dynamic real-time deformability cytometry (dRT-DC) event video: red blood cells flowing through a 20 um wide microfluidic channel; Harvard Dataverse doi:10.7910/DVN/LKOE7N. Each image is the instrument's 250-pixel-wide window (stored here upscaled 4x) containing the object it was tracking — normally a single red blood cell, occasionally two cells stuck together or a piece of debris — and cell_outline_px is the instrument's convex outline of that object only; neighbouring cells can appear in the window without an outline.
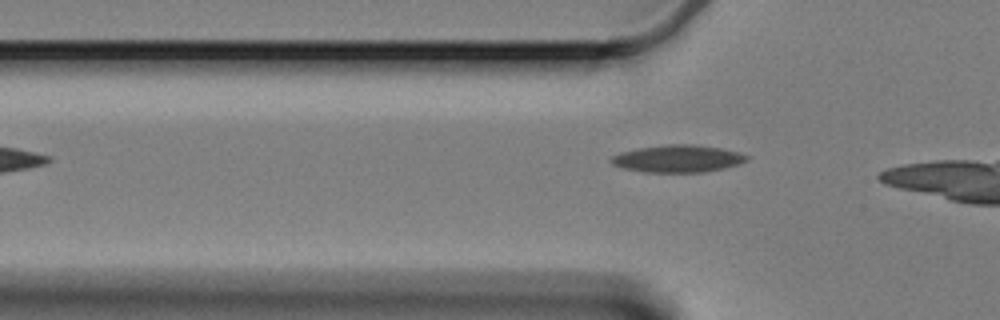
{"species": "Egyptian fruit bat (a non-hibernating species)", "species_latin": "Rousettus aegyptiacus", "temperature_condition": "cold", "stored_images_in_passage": 31, "camera_frame_rate_fps": 3000, "um_per_image_px": 0.085, "animal": {"sex": "female"}, "frame": {"image": 1, "passage_image": 3, "time_ms": 0.667, "image_size_px": [1000, 320], "cell_outline_px": [[748, 160], [740, 164], [724, 168], [704, 172], [644, 172], [620, 168], [612, 164], [608, 160], [612, 156], [620, 152], [640, 148], [664, 144], [692, 144], [720, 148], [740, 152], [748, 156]], "centroid_in_image_um": [57.59, 13.49], "position_along_channel_um": 68.2, "area_um2": 21.73}}
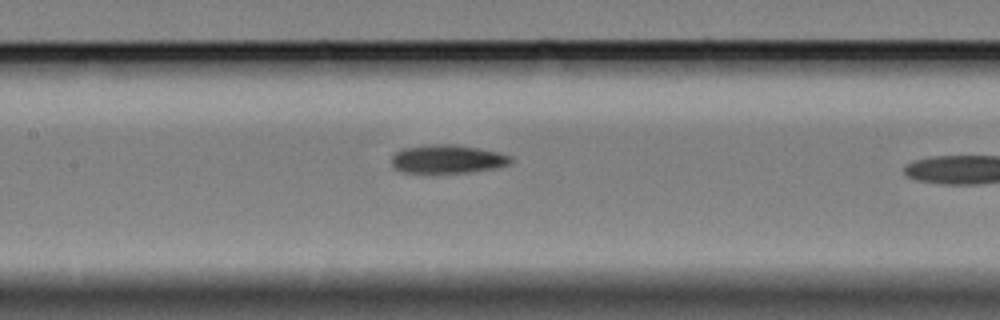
{"frame": {"image": 2, "passage_image": 12, "time_ms": 3.667, "image_size_px": [1000, 320], "cell_outline_px": [[512, 160], [508, 164], [492, 168], [468, 172], [404, 172], [392, 168], [392, 156], [396, 152], [404, 148], [428, 144], [452, 144], [476, 148], [496, 152], [512, 156]], "centroid_in_image_um": [37.98, 13.51], "position_along_channel_um": 169.4, "area_um2": 19.42}}
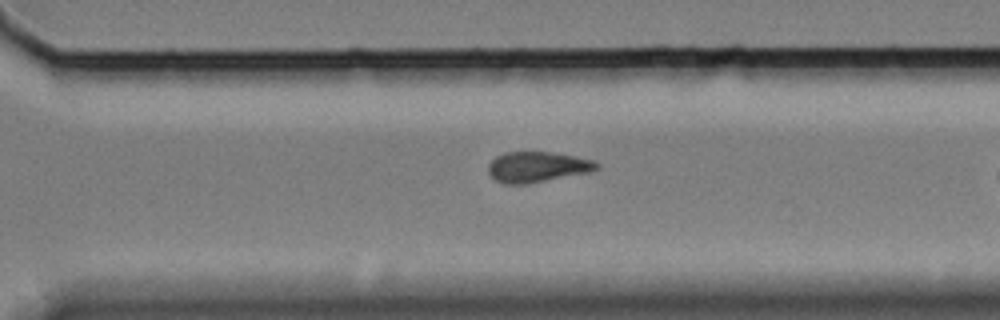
{"frame": {"image": 3, "passage_image": 26, "time_ms": 8.333, "image_size_px": [1000, 320], "cell_outline_px": [[600, 168], [588, 172], [524, 184], [504, 184], [496, 180], [488, 172], [488, 164], [496, 156], [504, 152], [552, 152], [596, 160], [600, 164]], "centroid_in_image_um": [45.67, 14.17], "position_along_channel_um": 324.9, "area_um2": 19.19}}